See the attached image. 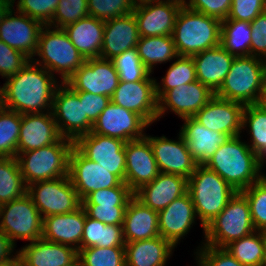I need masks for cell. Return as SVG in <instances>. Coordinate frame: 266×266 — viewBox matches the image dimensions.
<instances>
[{
	"mask_svg": "<svg viewBox=\"0 0 266 266\" xmlns=\"http://www.w3.org/2000/svg\"><path fill=\"white\" fill-rule=\"evenodd\" d=\"M44 67L30 60L3 84L4 108L22 114L52 111L59 83Z\"/></svg>",
	"mask_w": 266,
	"mask_h": 266,
	"instance_id": "obj_1",
	"label": "cell"
},
{
	"mask_svg": "<svg viewBox=\"0 0 266 266\" xmlns=\"http://www.w3.org/2000/svg\"><path fill=\"white\" fill-rule=\"evenodd\" d=\"M241 136L231 137L219 146L205 166L216 172L234 190L241 192L259 181L263 165L248 143L242 142Z\"/></svg>",
	"mask_w": 266,
	"mask_h": 266,
	"instance_id": "obj_2",
	"label": "cell"
},
{
	"mask_svg": "<svg viewBox=\"0 0 266 266\" xmlns=\"http://www.w3.org/2000/svg\"><path fill=\"white\" fill-rule=\"evenodd\" d=\"M172 37L178 56L192 57L220 45L221 21L183 5Z\"/></svg>",
	"mask_w": 266,
	"mask_h": 266,
	"instance_id": "obj_3",
	"label": "cell"
},
{
	"mask_svg": "<svg viewBox=\"0 0 266 266\" xmlns=\"http://www.w3.org/2000/svg\"><path fill=\"white\" fill-rule=\"evenodd\" d=\"M187 192L203 231L237 193L222 177L205 165H198L188 178Z\"/></svg>",
	"mask_w": 266,
	"mask_h": 266,
	"instance_id": "obj_4",
	"label": "cell"
},
{
	"mask_svg": "<svg viewBox=\"0 0 266 266\" xmlns=\"http://www.w3.org/2000/svg\"><path fill=\"white\" fill-rule=\"evenodd\" d=\"M35 56L41 60L33 58L32 61L44 67L53 76L54 72L59 73L62 83H66L86 61L71 43L64 29L48 25H45L40 32Z\"/></svg>",
	"mask_w": 266,
	"mask_h": 266,
	"instance_id": "obj_5",
	"label": "cell"
},
{
	"mask_svg": "<svg viewBox=\"0 0 266 266\" xmlns=\"http://www.w3.org/2000/svg\"><path fill=\"white\" fill-rule=\"evenodd\" d=\"M74 141L62 137L51 145L17 155L25 184L58 179L69 175V156Z\"/></svg>",
	"mask_w": 266,
	"mask_h": 266,
	"instance_id": "obj_6",
	"label": "cell"
},
{
	"mask_svg": "<svg viewBox=\"0 0 266 266\" xmlns=\"http://www.w3.org/2000/svg\"><path fill=\"white\" fill-rule=\"evenodd\" d=\"M265 73V60L252 55L235 57L222 86L215 95L239 102L244 106L256 104Z\"/></svg>",
	"mask_w": 266,
	"mask_h": 266,
	"instance_id": "obj_7",
	"label": "cell"
},
{
	"mask_svg": "<svg viewBox=\"0 0 266 266\" xmlns=\"http://www.w3.org/2000/svg\"><path fill=\"white\" fill-rule=\"evenodd\" d=\"M249 203L246 197L237 192L226 207L205 227V245L224 248L230 242L253 233Z\"/></svg>",
	"mask_w": 266,
	"mask_h": 266,
	"instance_id": "obj_8",
	"label": "cell"
},
{
	"mask_svg": "<svg viewBox=\"0 0 266 266\" xmlns=\"http://www.w3.org/2000/svg\"><path fill=\"white\" fill-rule=\"evenodd\" d=\"M0 220V230L14 246L18 239L33 242L42 237L43 218L27 193L0 205Z\"/></svg>",
	"mask_w": 266,
	"mask_h": 266,
	"instance_id": "obj_9",
	"label": "cell"
},
{
	"mask_svg": "<svg viewBox=\"0 0 266 266\" xmlns=\"http://www.w3.org/2000/svg\"><path fill=\"white\" fill-rule=\"evenodd\" d=\"M27 194L42 218L70 213L82 205L69 175L28 185Z\"/></svg>",
	"mask_w": 266,
	"mask_h": 266,
	"instance_id": "obj_10",
	"label": "cell"
},
{
	"mask_svg": "<svg viewBox=\"0 0 266 266\" xmlns=\"http://www.w3.org/2000/svg\"><path fill=\"white\" fill-rule=\"evenodd\" d=\"M57 87L52 113L62 137L76 141L92 131L93 123L84 116V100L66 83Z\"/></svg>",
	"mask_w": 266,
	"mask_h": 266,
	"instance_id": "obj_11",
	"label": "cell"
},
{
	"mask_svg": "<svg viewBox=\"0 0 266 266\" xmlns=\"http://www.w3.org/2000/svg\"><path fill=\"white\" fill-rule=\"evenodd\" d=\"M119 82V74L112 60L89 58L66 84L75 92H90L111 98Z\"/></svg>",
	"mask_w": 266,
	"mask_h": 266,
	"instance_id": "obj_12",
	"label": "cell"
},
{
	"mask_svg": "<svg viewBox=\"0 0 266 266\" xmlns=\"http://www.w3.org/2000/svg\"><path fill=\"white\" fill-rule=\"evenodd\" d=\"M125 141L97 133L80 136L74 146L89 160L97 162L125 183Z\"/></svg>",
	"mask_w": 266,
	"mask_h": 266,
	"instance_id": "obj_13",
	"label": "cell"
},
{
	"mask_svg": "<svg viewBox=\"0 0 266 266\" xmlns=\"http://www.w3.org/2000/svg\"><path fill=\"white\" fill-rule=\"evenodd\" d=\"M69 177L81 201L91 192L117 187L123 182L108 169L86 158L75 146L69 156Z\"/></svg>",
	"mask_w": 266,
	"mask_h": 266,
	"instance_id": "obj_14",
	"label": "cell"
},
{
	"mask_svg": "<svg viewBox=\"0 0 266 266\" xmlns=\"http://www.w3.org/2000/svg\"><path fill=\"white\" fill-rule=\"evenodd\" d=\"M148 127L140 115L110 101L93 123L91 133L128 142L144 138V130Z\"/></svg>",
	"mask_w": 266,
	"mask_h": 266,
	"instance_id": "obj_15",
	"label": "cell"
},
{
	"mask_svg": "<svg viewBox=\"0 0 266 266\" xmlns=\"http://www.w3.org/2000/svg\"><path fill=\"white\" fill-rule=\"evenodd\" d=\"M151 72L141 81H120L111 101L140 115L149 125L158 120V100L155 94V78Z\"/></svg>",
	"mask_w": 266,
	"mask_h": 266,
	"instance_id": "obj_16",
	"label": "cell"
},
{
	"mask_svg": "<svg viewBox=\"0 0 266 266\" xmlns=\"http://www.w3.org/2000/svg\"><path fill=\"white\" fill-rule=\"evenodd\" d=\"M15 11L13 4L3 17L0 23V40L32 60L38 48L40 32L45 25L39 20Z\"/></svg>",
	"mask_w": 266,
	"mask_h": 266,
	"instance_id": "obj_17",
	"label": "cell"
},
{
	"mask_svg": "<svg viewBox=\"0 0 266 266\" xmlns=\"http://www.w3.org/2000/svg\"><path fill=\"white\" fill-rule=\"evenodd\" d=\"M214 95L215 93L199 80L175 87L158 99V119L165 115L168 109L182 119L193 117Z\"/></svg>",
	"mask_w": 266,
	"mask_h": 266,
	"instance_id": "obj_18",
	"label": "cell"
},
{
	"mask_svg": "<svg viewBox=\"0 0 266 266\" xmlns=\"http://www.w3.org/2000/svg\"><path fill=\"white\" fill-rule=\"evenodd\" d=\"M183 2L184 0H163L135 6L133 14L140 37L172 35Z\"/></svg>",
	"mask_w": 266,
	"mask_h": 266,
	"instance_id": "obj_19",
	"label": "cell"
},
{
	"mask_svg": "<svg viewBox=\"0 0 266 266\" xmlns=\"http://www.w3.org/2000/svg\"><path fill=\"white\" fill-rule=\"evenodd\" d=\"M178 140L145 135L150 142L159 172L177 174L187 179L194 173L198 164L188 151L182 135Z\"/></svg>",
	"mask_w": 266,
	"mask_h": 266,
	"instance_id": "obj_20",
	"label": "cell"
},
{
	"mask_svg": "<svg viewBox=\"0 0 266 266\" xmlns=\"http://www.w3.org/2000/svg\"><path fill=\"white\" fill-rule=\"evenodd\" d=\"M244 105L214 97L201 108L193 118L209 130L228 134L231 137L242 133V113Z\"/></svg>",
	"mask_w": 266,
	"mask_h": 266,
	"instance_id": "obj_21",
	"label": "cell"
},
{
	"mask_svg": "<svg viewBox=\"0 0 266 266\" xmlns=\"http://www.w3.org/2000/svg\"><path fill=\"white\" fill-rule=\"evenodd\" d=\"M125 184L135 193L159 174L150 142L144 137L125 143Z\"/></svg>",
	"mask_w": 266,
	"mask_h": 266,
	"instance_id": "obj_22",
	"label": "cell"
},
{
	"mask_svg": "<svg viewBox=\"0 0 266 266\" xmlns=\"http://www.w3.org/2000/svg\"><path fill=\"white\" fill-rule=\"evenodd\" d=\"M61 138L52 111L22 114L17 155L51 145Z\"/></svg>",
	"mask_w": 266,
	"mask_h": 266,
	"instance_id": "obj_23",
	"label": "cell"
},
{
	"mask_svg": "<svg viewBox=\"0 0 266 266\" xmlns=\"http://www.w3.org/2000/svg\"><path fill=\"white\" fill-rule=\"evenodd\" d=\"M196 217L194 204L187 192L175 199L165 209L158 211L160 236L176 247L179 241L184 238L183 236L188 234Z\"/></svg>",
	"mask_w": 266,
	"mask_h": 266,
	"instance_id": "obj_24",
	"label": "cell"
},
{
	"mask_svg": "<svg viewBox=\"0 0 266 266\" xmlns=\"http://www.w3.org/2000/svg\"><path fill=\"white\" fill-rule=\"evenodd\" d=\"M188 191V179L181 175L159 172L150 183L143 185L134 196L152 210L165 209Z\"/></svg>",
	"mask_w": 266,
	"mask_h": 266,
	"instance_id": "obj_25",
	"label": "cell"
},
{
	"mask_svg": "<svg viewBox=\"0 0 266 266\" xmlns=\"http://www.w3.org/2000/svg\"><path fill=\"white\" fill-rule=\"evenodd\" d=\"M85 224V209L81 205L66 214L50 215L43 218L42 239L81 249V238Z\"/></svg>",
	"mask_w": 266,
	"mask_h": 266,
	"instance_id": "obj_26",
	"label": "cell"
},
{
	"mask_svg": "<svg viewBox=\"0 0 266 266\" xmlns=\"http://www.w3.org/2000/svg\"><path fill=\"white\" fill-rule=\"evenodd\" d=\"M180 134L187 144L188 151L198 165H205L219 146L230 140L231 136L205 128L193 117L184 118Z\"/></svg>",
	"mask_w": 266,
	"mask_h": 266,
	"instance_id": "obj_27",
	"label": "cell"
},
{
	"mask_svg": "<svg viewBox=\"0 0 266 266\" xmlns=\"http://www.w3.org/2000/svg\"><path fill=\"white\" fill-rule=\"evenodd\" d=\"M139 38L133 12L105 21L101 58L111 60L126 50L136 48Z\"/></svg>",
	"mask_w": 266,
	"mask_h": 266,
	"instance_id": "obj_28",
	"label": "cell"
},
{
	"mask_svg": "<svg viewBox=\"0 0 266 266\" xmlns=\"http://www.w3.org/2000/svg\"><path fill=\"white\" fill-rule=\"evenodd\" d=\"M23 266H70L78 251L68 245L38 239L17 251Z\"/></svg>",
	"mask_w": 266,
	"mask_h": 266,
	"instance_id": "obj_29",
	"label": "cell"
},
{
	"mask_svg": "<svg viewBox=\"0 0 266 266\" xmlns=\"http://www.w3.org/2000/svg\"><path fill=\"white\" fill-rule=\"evenodd\" d=\"M192 58L197 80L216 93L222 86L235 56L219 45L193 55Z\"/></svg>",
	"mask_w": 266,
	"mask_h": 266,
	"instance_id": "obj_30",
	"label": "cell"
},
{
	"mask_svg": "<svg viewBox=\"0 0 266 266\" xmlns=\"http://www.w3.org/2000/svg\"><path fill=\"white\" fill-rule=\"evenodd\" d=\"M122 227L125 243L160 236L158 211L145 206L133 196L128 202Z\"/></svg>",
	"mask_w": 266,
	"mask_h": 266,
	"instance_id": "obj_31",
	"label": "cell"
},
{
	"mask_svg": "<svg viewBox=\"0 0 266 266\" xmlns=\"http://www.w3.org/2000/svg\"><path fill=\"white\" fill-rule=\"evenodd\" d=\"M63 29L85 59L101 58L105 21L87 16Z\"/></svg>",
	"mask_w": 266,
	"mask_h": 266,
	"instance_id": "obj_32",
	"label": "cell"
},
{
	"mask_svg": "<svg viewBox=\"0 0 266 266\" xmlns=\"http://www.w3.org/2000/svg\"><path fill=\"white\" fill-rule=\"evenodd\" d=\"M174 249L175 246L161 236L126 242V266H165Z\"/></svg>",
	"mask_w": 266,
	"mask_h": 266,
	"instance_id": "obj_33",
	"label": "cell"
},
{
	"mask_svg": "<svg viewBox=\"0 0 266 266\" xmlns=\"http://www.w3.org/2000/svg\"><path fill=\"white\" fill-rule=\"evenodd\" d=\"M250 22L225 19L221 21L220 45L235 57L251 55Z\"/></svg>",
	"mask_w": 266,
	"mask_h": 266,
	"instance_id": "obj_34",
	"label": "cell"
},
{
	"mask_svg": "<svg viewBox=\"0 0 266 266\" xmlns=\"http://www.w3.org/2000/svg\"><path fill=\"white\" fill-rule=\"evenodd\" d=\"M144 66L152 73L158 63H166L178 56L172 35L140 37L136 45Z\"/></svg>",
	"mask_w": 266,
	"mask_h": 266,
	"instance_id": "obj_35",
	"label": "cell"
},
{
	"mask_svg": "<svg viewBox=\"0 0 266 266\" xmlns=\"http://www.w3.org/2000/svg\"><path fill=\"white\" fill-rule=\"evenodd\" d=\"M266 232L254 231L224 247L244 266H261L264 259Z\"/></svg>",
	"mask_w": 266,
	"mask_h": 266,
	"instance_id": "obj_36",
	"label": "cell"
},
{
	"mask_svg": "<svg viewBox=\"0 0 266 266\" xmlns=\"http://www.w3.org/2000/svg\"><path fill=\"white\" fill-rule=\"evenodd\" d=\"M27 193V185L16 157H0V205Z\"/></svg>",
	"mask_w": 266,
	"mask_h": 266,
	"instance_id": "obj_37",
	"label": "cell"
},
{
	"mask_svg": "<svg viewBox=\"0 0 266 266\" xmlns=\"http://www.w3.org/2000/svg\"><path fill=\"white\" fill-rule=\"evenodd\" d=\"M249 127L251 144L248 146L258 156L259 162L266 163V112L255 104L245 105L242 113V129Z\"/></svg>",
	"mask_w": 266,
	"mask_h": 266,
	"instance_id": "obj_38",
	"label": "cell"
},
{
	"mask_svg": "<svg viewBox=\"0 0 266 266\" xmlns=\"http://www.w3.org/2000/svg\"><path fill=\"white\" fill-rule=\"evenodd\" d=\"M162 78V83L155 82L157 100L168 90L197 80L195 65L192 57L177 56ZM160 84V85H159Z\"/></svg>",
	"mask_w": 266,
	"mask_h": 266,
	"instance_id": "obj_39",
	"label": "cell"
},
{
	"mask_svg": "<svg viewBox=\"0 0 266 266\" xmlns=\"http://www.w3.org/2000/svg\"><path fill=\"white\" fill-rule=\"evenodd\" d=\"M22 115L2 108L0 110V157H17V145Z\"/></svg>",
	"mask_w": 266,
	"mask_h": 266,
	"instance_id": "obj_40",
	"label": "cell"
},
{
	"mask_svg": "<svg viewBox=\"0 0 266 266\" xmlns=\"http://www.w3.org/2000/svg\"><path fill=\"white\" fill-rule=\"evenodd\" d=\"M77 259L83 266H126L125 246L81 248Z\"/></svg>",
	"mask_w": 266,
	"mask_h": 266,
	"instance_id": "obj_41",
	"label": "cell"
},
{
	"mask_svg": "<svg viewBox=\"0 0 266 266\" xmlns=\"http://www.w3.org/2000/svg\"><path fill=\"white\" fill-rule=\"evenodd\" d=\"M241 193L249 203L255 230L266 232V175Z\"/></svg>",
	"mask_w": 266,
	"mask_h": 266,
	"instance_id": "obj_42",
	"label": "cell"
},
{
	"mask_svg": "<svg viewBox=\"0 0 266 266\" xmlns=\"http://www.w3.org/2000/svg\"><path fill=\"white\" fill-rule=\"evenodd\" d=\"M111 60L119 74L120 81H141L150 73L142 63L136 48L126 50Z\"/></svg>",
	"mask_w": 266,
	"mask_h": 266,
	"instance_id": "obj_43",
	"label": "cell"
},
{
	"mask_svg": "<svg viewBox=\"0 0 266 266\" xmlns=\"http://www.w3.org/2000/svg\"><path fill=\"white\" fill-rule=\"evenodd\" d=\"M89 16L87 0H60L48 26L61 28Z\"/></svg>",
	"mask_w": 266,
	"mask_h": 266,
	"instance_id": "obj_44",
	"label": "cell"
},
{
	"mask_svg": "<svg viewBox=\"0 0 266 266\" xmlns=\"http://www.w3.org/2000/svg\"><path fill=\"white\" fill-rule=\"evenodd\" d=\"M133 196L134 193L122 182L117 187L91 192L82 200V205L127 206Z\"/></svg>",
	"mask_w": 266,
	"mask_h": 266,
	"instance_id": "obj_45",
	"label": "cell"
},
{
	"mask_svg": "<svg viewBox=\"0 0 266 266\" xmlns=\"http://www.w3.org/2000/svg\"><path fill=\"white\" fill-rule=\"evenodd\" d=\"M89 16L107 21L119 16L132 13L134 10L133 0H87Z\"/></svg>",
	"mask_w": 266,
	"mask_h": 266,
	"instance_id": "obj_46",
	"label": "cell"
},
{
	"mask_svg": "<svg viewBox=\"0 0 266 266\" xmlns=\"http://www.w3.org/2000/svg\"><path fill=\"white\" fill-rule=\"evenodd\" d=\"M60 0H18L16 11L48 25Z\"/></svg>",
	"mask_w": 266,
	"mask_h": 266,
	"instance_id": "obj_47",
	"label": "cell"
},
{
	"mask_svg": "<svg viewBox=\"0 0 266 266\" xmlns=\"http://www.w3.org/2000/svg\"><path fill=\"white\" fill-rule=\"evenodd\" d=\"M195 254L198 266H244L224 248L203 244Z\"/></svg>",
	"mask_w": 266,
	"mask_h": 266,
	"instance_id": "obj_48",
	"label": "cell"
},
{
	"mask_svg": "<svg viewBox=\"0 0 266 266\" xmlns=\"http://www.w3.org/2000/svg\"><path fill=\"white\" fill-rule=\"evenodd\" d=\"M30 59L0 40V75L4 78L17 74Z\"/></svg>",
	"mask_w": 266,
	"mask_h": 266,
	"instance_id": "obj_49",
	"label": "cell"
},
{
	"mask_svg": "<svg viewBox=\"0 0 266 266\" xmlns=\"http://www.w3.org/2000/svg\"><path fill=\"white\" fill-rule=\"evenodd\" d=\"M86 214L106 225L123 226L127 206L113 205H82Z\"/></svg>",
	"mask_w": 266,
	"mask_h": 266,
	"instance_id": "obj_50",
	"label": "cell"
},
{
	"mask_svg": "<svg viewBox=\"0 0 266 266\" xmlns=\"http://www.w3.org/2000/svg\"><path fill=\"white\" fill-rule=\"evenodd\" d=\"M184 5L196 12L214 17L220 21L227 18L232 0H184Z\"/></svg>",
	"mask_w": 266,
	"mask_h": 266,
	"instance_id": "obj_51",
	"label": "cell"
},
{
	"mask_svg": "<svg viewBox=\"0 0 266 266\" xmlns=\"http://www.w3.org/2000/svg\"><path fill=\"white\" fill-rule=\"evenodd\" d=\"M266 10V0H232L226 19L252 22Z\"/></svg>",
	"mask_w": 266,
	"mask_h": 266,
	"instance_id": "obj_52",
	"label": "cell"
},
{
	"mask_svg": "<svg viewBox=\"0 0 266 266\" xmlns=\"http://www.w3.org/2000/svg\"><path fill=\"white\" fill-rule=\"evenodd\" d=\"M251 55L266 61V10L252 22Z\"/></svg>",
	"mask_w": 266,
	"mask_h": 266,
	"instance_id": "obj_53",
	"label": "cell"
},
{
	"mask_svg": "<svg viewBox=\"0 0 266 266\" xmlns=\"http://www.w3.org/2000/svg\"><path fill=\"white\" fill-rule=\"evenodd\" d=\"M80 100H84V116L94 123L101 112L110 103L111 98L104 95H96L90 92H77Z\"/></svg>",
	"mask_w": 266,
	"mask_h": 266,
	"instance_id": "obj_54",
	"label": "cell"
},
{
	"mask_svg": "<svg viewBox=\"0 0 266 266\" xmlns=\"http://www.w3.org/2000/svg\"><path fill=\"white\" fill-rule=\"evenodd\" d=\"M125 246L123 227L100 222L99 247Z\"/></svg>",
	"mask_w": 266,
	"mask_h": 266,
	"instance_id": "obj_55",
	"label": "cell"
},
{
	"mask_svg": "<svg viewBox=\"0 0 266 266\" xmlns=\"http://www.w3.org/2000/svg\"><path fill=\"white\" fill-rule=\"evenodd\" d=\"M100 221L90 218L85 211V224L81 238V248L99 247Z\"/></svg>",
	"mask_w": 266,
	"mask_h": 266,
	"instance_id": "obj_56",
	"label": "cell"
},
{
	"mask_svg": "<svg viewBox=\"0 0 266 266\" xmlns=\"http://www.w3.org/2000/svg\"><path fill=\"white\" fill-rule=\"evenodd\" d=\"M14 248L15 246L12 244L10 239L0 230V264L8 263L16 258L17 252L15 253V256L12 254Z\"/></svg>",
	"mask_w": 266,
	"mask_h": 266,
	"instance_id": "obj_57",
	"label": "cell"
},
{
	"mask_svg": "<svg viewBox=\"0 0 266 266\" xmlns=\"http://www.w3.org/2000/svg\"><path fill=\"white\" fill-rule=\"evenodd\" d=\"M255 105L266 112V73L263 78L262 88L260 90L259 97Z\"/></svg>",
	"mask_w": 266,
	"mask_h": 266,
	"instance_id": "obj_58",
	"label": "cell"
},
{
	"mask_svg": "<svg viewBox=\"0 0 266 266\" xmlns=\"http://www.w3.org/2000/svg\"><path fill=\"white\" fill-rule=\"evenodd\" d=\"M12 6L13 0H0V23Z\"/></svg>",
	"mask_w": 266,
	"mask_h": 266,
	"instance_id": "obj_59",
	"label": "cell"
},
{
	"mask_svg": "<svg viewBox=\"0 0 266 266\" xmlns=\"http://www.w3.org/2000/svg\"><path fill=\"white\" fill-rule=\"evenodd\" d=\"M0 266H23L21 260L19 259L18 256H16V258H14L13 260H11L8 263L5 264H1Z\"/></svg>",
	"mask_w": 266,
	"mask_h": 266,
	"instance_id": "obj_60",
	"label": "cell"
},
{
	"mask_svg": "<svg viewBox=\"0 0 266 266\" xmlns=\"http://www.w3.org/2000/svg\"><path fill=\"white\" fill-rule=\"evenodd\" d=\"M161 1H163V0H133V3L135 6H138V5L156 3V2H161Z\"/></svg>",
	"mask_w": 266,
	"mask_h": 266,
	"instance_id": "obj_61",
	"label": "cell"
},
{
	"mask_svg": "<svg viewBox=\"0 0 266 266\" xmlns=\"http://www.w3.org/2000/svg\"><path fill=\"white\" fill-rule=\"evenodd\" d=\"M4 108L3 104V87H0V110Z\"/></svg>",
	"mask_w": 266,
	"mask_h": 266,
	"instance_id": "obj_62",
	"label": "cell"
},
{
	"mask_svg": "<svg viewBox=\"0 0 266 266\" xmlns=\"http://www.w3.org/2000/svg\"><path fill=\"white\" fill-rule=\"evenodd\" d=\"M261 266H266V243H265V247H264V259H263Z\"/></svg>",
	"mask_w": 266,
	"mask_h": 266,
	"instance_id": "obj_63",
	"label": "cell"
},
{
	"mask_svg": "<svg viewBox=\"0 0 266 266\" xmlns=\"http://www.w3.org/2000/svg\"><path fill=\"white\" fill-rule=\"evenodd\" d=\"M70 266H83L82 263L77 259L75 262H73Z\"/></svg>",
	"mask_w": 266,
	"mask_h": 266,
	"instance_id": "obj_64",
	"label": "cell"
}]
</instances>
